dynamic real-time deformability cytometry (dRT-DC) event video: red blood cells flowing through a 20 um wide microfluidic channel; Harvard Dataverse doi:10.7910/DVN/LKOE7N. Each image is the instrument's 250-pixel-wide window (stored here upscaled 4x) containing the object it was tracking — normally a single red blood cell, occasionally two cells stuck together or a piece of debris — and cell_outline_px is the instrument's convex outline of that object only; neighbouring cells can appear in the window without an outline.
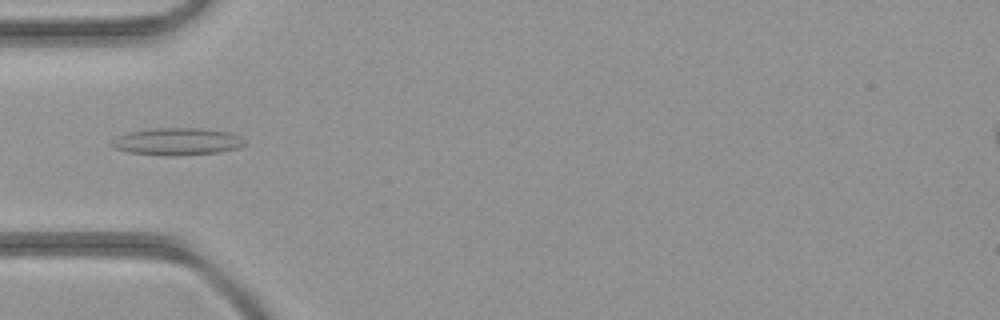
{"species": "common noctule bat (a hibernating species)", "species_latin": "Nyctalus noctula", "temperature_condition": "room temperature", "stored_images_in_passage": 4, "camera_frame_rate_fps": 3000, "um_per_image_px": 0.085, "animal": {"sex": "female", "body_mass_g": 21.9}, "frame": {"image": 1, "passage_image": 3, "time_ms": 2.667, "image_size_px": [1000, 320], "cell_outline_px": [[248, 144], [236, 148], [220, 152], [176, 156], [160, 156], [128, 152], [112, 148], [108, 144], [116, 136], [128, 132], [152, 128], [204, 128], [228, 132], [240, 136]], "centroid_in_image_um": [15.01, 12.04], "position_along_channel_um": 70.0, "area_um2": 21.56}}
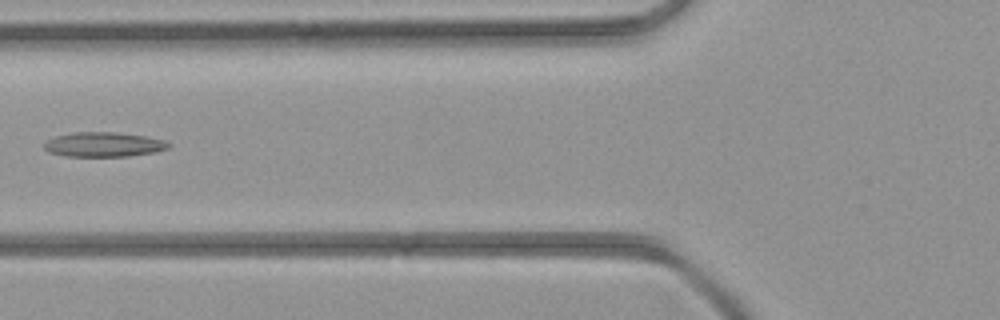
{"frame": {"image": 2, "passage_image": 4, "time_ms": 3.667, "image_size_px": [1000, 320], "cell_outline_px": [[172, 144], [168, 148], [156, 152], [128, 156], [64, 156], [48, 152], [44, 148], [44, 144], [48, 140], [56, 136], [72, 132], [116, 132], [144, 136], [164, 140]], "centroid_in_image_um": [8.81, 12.28], "position_along_channel_um": 117.0, "area_um2": 17.86}}